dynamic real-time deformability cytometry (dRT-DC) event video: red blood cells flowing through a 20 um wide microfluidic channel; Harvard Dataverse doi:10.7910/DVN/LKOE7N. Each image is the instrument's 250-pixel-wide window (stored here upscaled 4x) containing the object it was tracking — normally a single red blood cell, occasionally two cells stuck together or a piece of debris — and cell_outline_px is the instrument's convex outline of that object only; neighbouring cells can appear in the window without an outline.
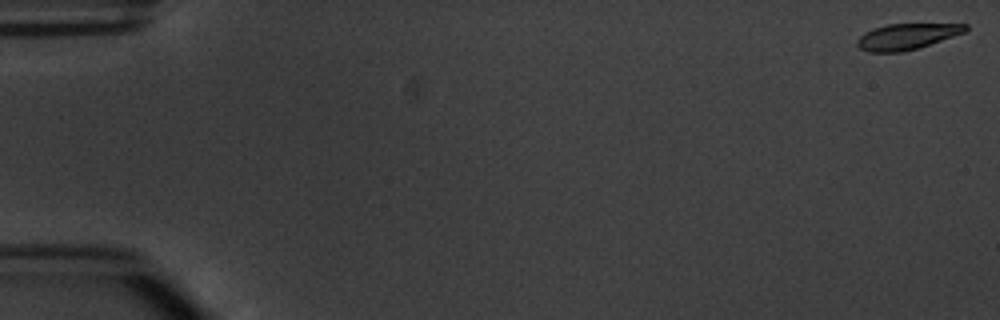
{"species": "common noctule bat (a hibernating species)", "species_latin": "Nyctalus noctula", "temperature_condition": "warm", "stored_images_in_passage": 8, "camera_frame_rate_fps": 3000, "um_per_image_px": 0.085, "animal": {"sex": "male", "body_mass_g": 20.1, "forearm_length_mm": 53.5}, "frame": {"image": 1, "passage_image": 1, "time_ms": 0.0, "image_size_px": [1000, 320], "cell_outline_px": [[968, 28], [964, 32], [916, 48], [900, 52], [868, 52], [860, 48], [856, 44], [856, 40], [864, 32], [872, 28], [888, 24], [968, 24]], "centroid_in_image_um": [77.0, 3.09], "position_along_channel_um": 8.0, "area_um2": 16.07}}
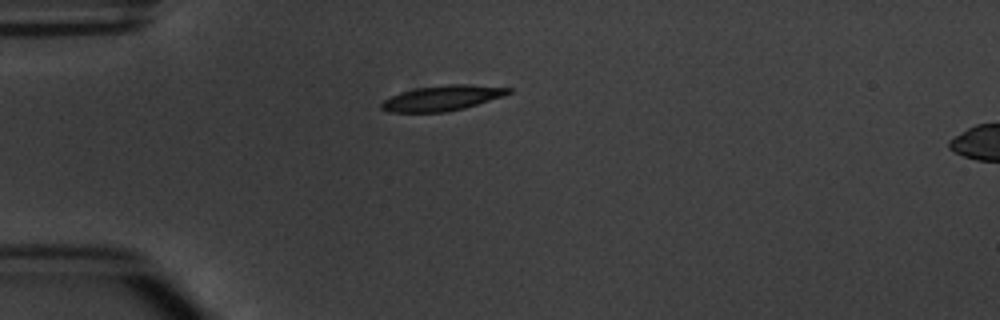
{"frame": {"image": 2, "passage_image": 5, "time_ms": 4.667, "image_size_px": [1000, 320], "cell_outline_px": [[512, 92], [504, 96], [464, 108], [448, 112], [388, 112], [380, 108], [380, 104], [384, 100], [400, 92], [416, 88], [448, 84], [468, 84], [512, 88]], "centroid_in_image_um": [37.6, 8.33], "position_along_channel_um": 47.4, "area_um2": 18.73}}